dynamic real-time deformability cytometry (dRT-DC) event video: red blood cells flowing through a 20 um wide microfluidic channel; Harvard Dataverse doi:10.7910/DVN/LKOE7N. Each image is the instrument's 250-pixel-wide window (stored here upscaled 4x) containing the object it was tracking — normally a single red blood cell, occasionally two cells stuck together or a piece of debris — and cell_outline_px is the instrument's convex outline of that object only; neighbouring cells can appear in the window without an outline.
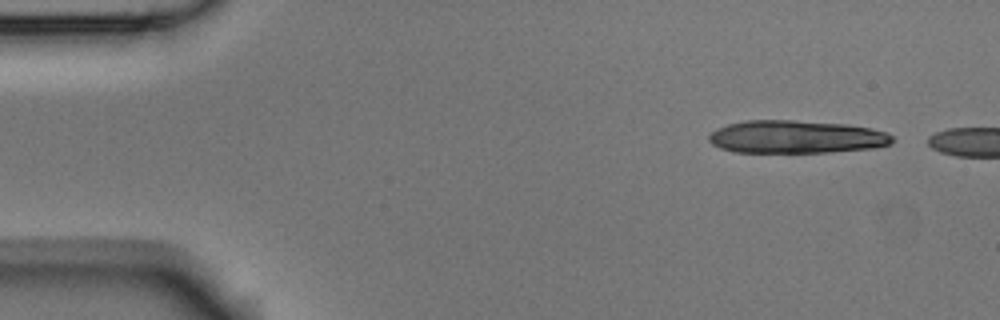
{"species": "Egyptian fruit bat (a non-hibernating species)", "species_latin": "Rousettus aegyptiacus", "temperature_condition": "room temperature", "stored_images_in_passage": 2, "camera_frame_rate_fps": 3000, "um_per_image_px": 0.085, "animal": {"sex": "male"}, "frame": {"image": 1, "passage_image": 1, "time_ms": 0.0, "image_size_px": [1000, 320], "cell_outline_px": [[896, 140], [892, 144], [872, 148], [828, 152], [736, 152], [720, 148], [712, 144], [708, 140], [708, 136], [716, 128], [728, 124], [748, 120], [792, 120], [848, 124], [872, 128], [888, 132]], "centroid_in_image_um": [67.71, 11.63], "position_along_channel_um": 17.3, "area_um2": 35.37}}